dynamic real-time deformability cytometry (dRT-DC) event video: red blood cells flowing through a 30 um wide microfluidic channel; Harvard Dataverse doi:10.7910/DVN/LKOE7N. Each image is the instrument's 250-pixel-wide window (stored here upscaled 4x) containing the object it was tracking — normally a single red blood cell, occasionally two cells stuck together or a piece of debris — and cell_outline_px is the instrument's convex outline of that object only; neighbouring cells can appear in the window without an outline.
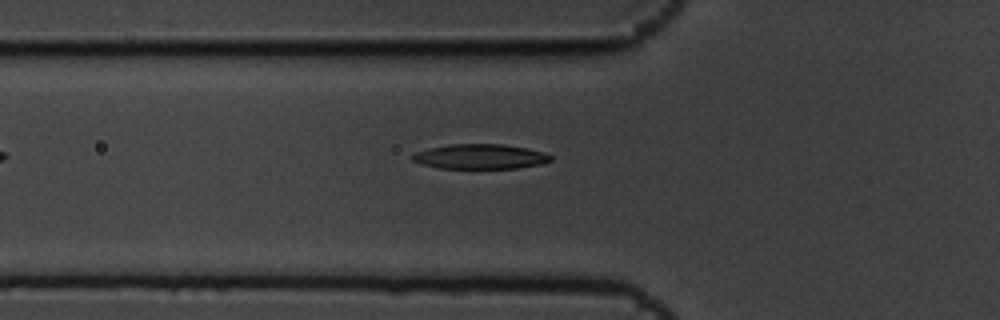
{"species": "common noctule bat (a hibernating species)", "species_latin": "Nyctalus noctula", "temperature_condition": "cold", "stored_images_in_passage": 6, "camera_frame_rate_fps": 3000, "um_per_image_px": 0.085, "animal": {"sex": "male", "body_mass_g": 19.5, "forearm_length_mm": 54.6}, "frame": {"image": 1, "passage_image": 6, "time_ms": 1.667, "image_size_px": [1000, 320], "cell_outline_px": [[552, 160], [540, 164], [516, 168], [440, 168], [420, 164], [412, 160], [412, 156], [416, 152], [428, 148], [452, 144], [500, 144], [528, 148], [544, 152], [552, 156]], "centroid_in_image_um": [40.82, 13.3], "position_along_channel_um": 85.0, "area_um2": 19.94}}